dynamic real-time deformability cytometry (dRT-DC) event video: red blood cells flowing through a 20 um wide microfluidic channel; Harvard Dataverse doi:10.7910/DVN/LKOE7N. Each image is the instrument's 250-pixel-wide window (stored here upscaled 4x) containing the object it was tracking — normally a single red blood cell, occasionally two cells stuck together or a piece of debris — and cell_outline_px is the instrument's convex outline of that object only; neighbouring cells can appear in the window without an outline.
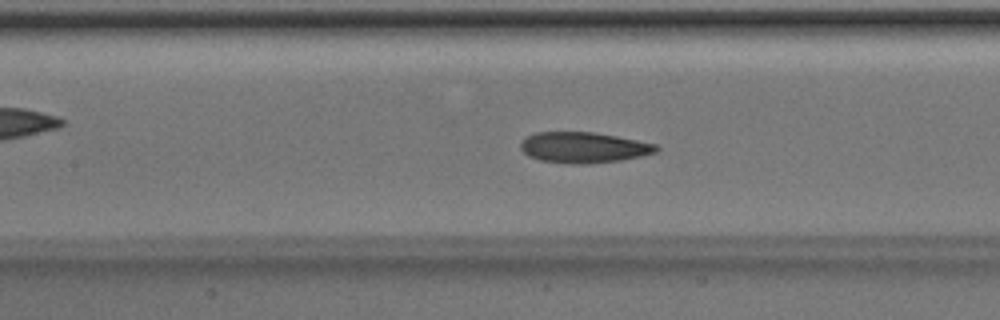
{"species": "Egyptian fruit bat (a non-hibernating species)", "species_latin": "Rousettus aegyptiacus", "temperature_condition": "room temperature", "stored_images_in_passage": 50, "camera_frame_rate_fps": 3000, "um_per_image_px": 0.085, "animal": {"sex": "male"}, "frame": {"image": 1, "passage_image": 22, "time_ms": 7.0, "image_size_px": [1000, 320], "cell_outline_px": [[660, 148], [656, 152], [640, 156], [620, 160], [588, 164], [572, 164], [540, 160], [528, 156], [520, 148], [520, 140], [536, 132], [592, 132], [616, 136], [656, 144]], "centroid_in_image_um": [49.58, 12.54], "position_along_channel_um": 157.8, "area_um2": 24.28}}
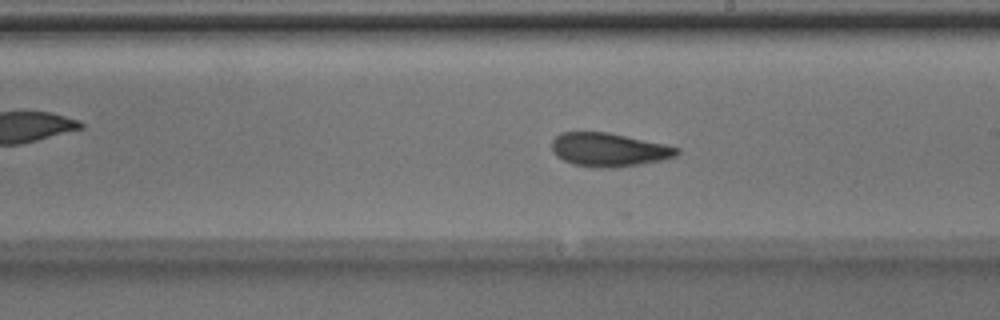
{"frame": {"image": 2, "passage_image": 28, "time_ms": 9.0, "image_size_px": [1000, 320], "cell_outline_px": [[680, 152], [676, 156], [664, 160], [640, 164], [612, 168], [596, 168], [572, 164], [556, 156], [552, 152], [552, 140], [560, 132], [608, 132], [664, 144], [680, 148]], "centroid_in_image_um": [51.74, 12.73], "position_along_channel_um": 237.3, "area_um2": 24.62}}
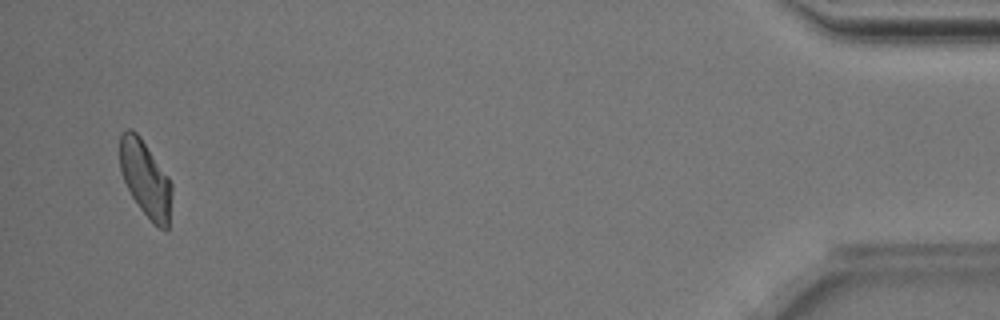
{"frame": {"image": 3, "passage_image": 48, "time_ms": 15.667, "image_size_px": [1000, 320], "cell_outline_px": [[172, 192], [168, 228], [160, 228], [140, 208], [132, 196], [124, 180], [120, 168], [120, 136], [124, 128], [132, 128], [140, 136], [168, 176], [172, 184]], "centroid_in_image_um": [12.36, 15.13], "position_along_channel_um": 422.8, "area_um2": 22.72}, "authors_computed_cell_mechanics": {"area_um2": 24.4783, "velocity_mm_per_s": 3.9965, "shape_relaxation_time_tau1_ms": 5.5016, "shape_relaxation_time_tau2_ms": 2.377, "deformation_change_tau1": 0.1736, "deformation_change_tau2": 0.0789}}